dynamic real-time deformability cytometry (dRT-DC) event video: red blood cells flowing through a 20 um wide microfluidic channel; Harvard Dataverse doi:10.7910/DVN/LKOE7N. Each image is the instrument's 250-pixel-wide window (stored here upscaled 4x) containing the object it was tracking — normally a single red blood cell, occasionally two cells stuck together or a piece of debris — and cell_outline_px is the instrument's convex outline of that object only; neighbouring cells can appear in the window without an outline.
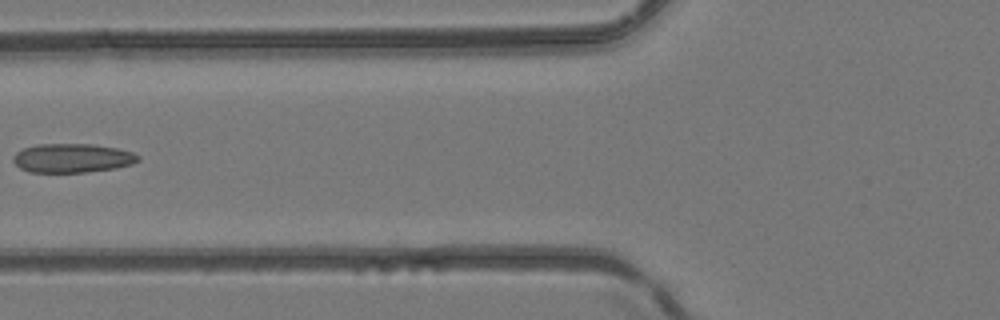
{"species": "common noctule bat (a hibernating species)", "species_latin": "Nyctalus noctula", "temperature_condition": "room temperature", "stored_images_in_passage": 5, "camera_frame_rate_fps": 3000, "um_per_image_px": 0.085, "animal": {"sex": "female", "body_mass_g": 24.6, "forearm_length_mm": 56.2}, "frame": {"image": 1, "passage_image": 5, "time_ms": 1.333, "image_size_px": [1000, 320], "cell_outline_px": [[140, 160], [132, 164], [116, 168], [84, 172], [28, 172], [20, 168], [12, 160], [12, 156], [16, 152], [24, 148], [36, 144], [92, 144], [116, 148], [132, 152], [140, 156]], "centroid_in_image_um": [6.13, 13.43], "position_along_channel_um": 119.7, "area_um2": 21.15}}